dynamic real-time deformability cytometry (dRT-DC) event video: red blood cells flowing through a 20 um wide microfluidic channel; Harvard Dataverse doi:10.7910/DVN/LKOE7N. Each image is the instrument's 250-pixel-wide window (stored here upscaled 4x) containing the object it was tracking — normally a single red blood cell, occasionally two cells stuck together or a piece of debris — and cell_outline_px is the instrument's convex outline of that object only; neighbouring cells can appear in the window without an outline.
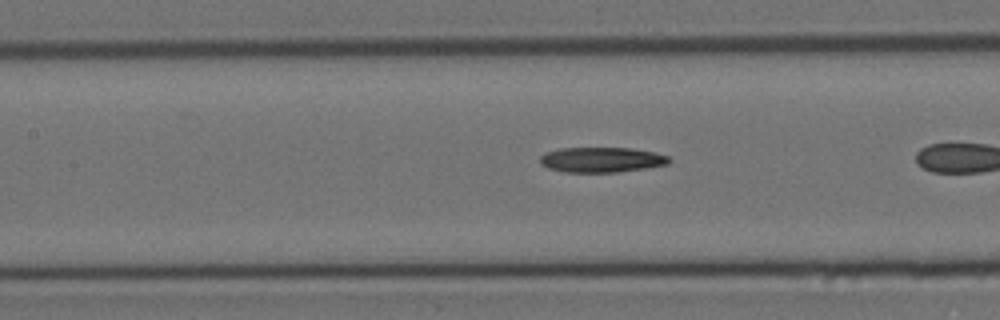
{"species": "Egyptian fruit bat (a non-hibernating species)", "species_latin": "Rousettus aegyptiacus", "temperature_condition": "cold", "stored_images_in_passage": 42, "camera_frame_rate_fps": 3000, "um_per_image_px": 0.085, "animal": {"sex": "female"}, "frame": {"image": 1, "passage_image": 23, "time_ms": 7.333, "image_size_px": [1000, 320], "cell_outline_px": [[672, 160], [668, 164], [644, 168], [616, 172], [564, 172], [548, 168], [540, 164], [540, 156], [548, 152], [560, 148], [632, 148], [652, 152], [668, 156]], "centroid_in_image_um": [51.12, 13.58], "position_along_channel_um": 156.3, "area_um2": 18.79}}
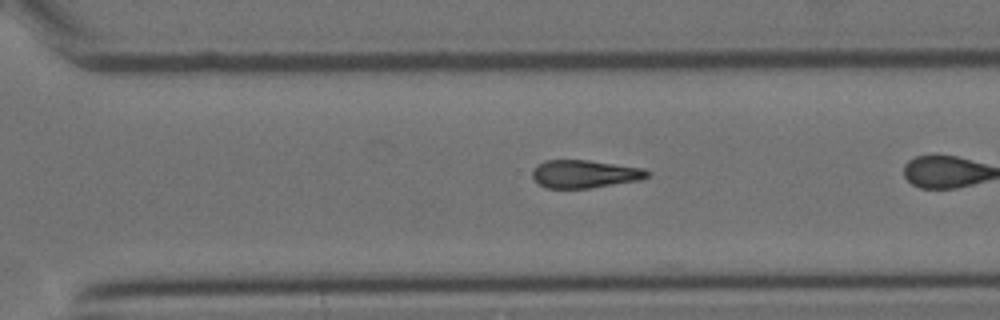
{"frame": {"image": 2, "passage_image": 37, "time_ms": 12.0, "image_size_px": [1000, 320], "cell_outline_px": [[652, 172], [648, 176], [640, 180], [592, 188], [544, 188], [532, 176], [532, 168], [536, 164], [544, 160], [588, 160], [644, 168]], "centroid_in_image_um": [49.69, 14.78], "position_along_channel_um": 320.9, "area_um2": 18.9}}